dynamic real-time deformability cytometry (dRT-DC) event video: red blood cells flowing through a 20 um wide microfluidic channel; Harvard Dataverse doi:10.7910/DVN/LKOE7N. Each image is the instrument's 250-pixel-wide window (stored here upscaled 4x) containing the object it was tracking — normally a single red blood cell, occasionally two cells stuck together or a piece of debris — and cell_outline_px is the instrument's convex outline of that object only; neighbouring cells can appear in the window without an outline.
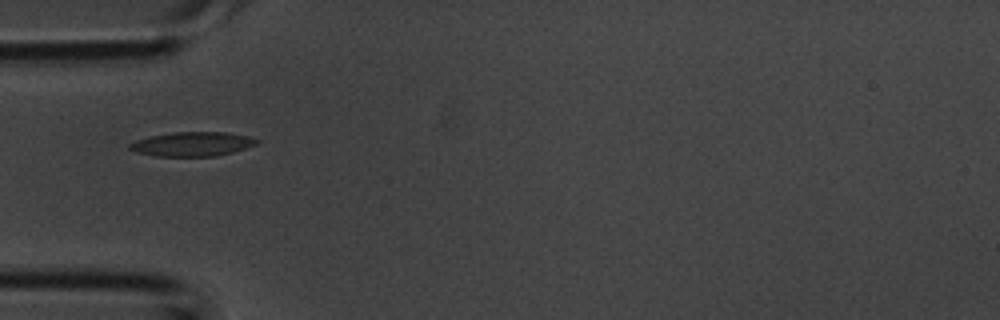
{"species": "common noctule bat (a hibernating species)", "species_latin": "Nyctalus noctula", "temperature_condition": "room temperature", "stored_images_in_passage": 4, "camera_frame_rate_fps": 3000, "um_per_image_px": 0.085, "animal": {"sex": "male", "body_mass_g": 20.1, "forearm_length_mm": 53.5}, "frame": {"image": 1, "passage_image": 3, "time_ms": 0.667, "image_size_px": [1000, 320], "cell_outline_px": [[260, 140], [256, 144], [232, 152], [216, 156], [156, 156], [136, 152], [128, 148], [128, 144], [136, 140], [148, 136], [172, 132], [224, 132], [248, 136]], "centroid_in_image_um": [16.3, 12.24], "position_along_channel_um": 68.7, "area_um2": 17.92}}
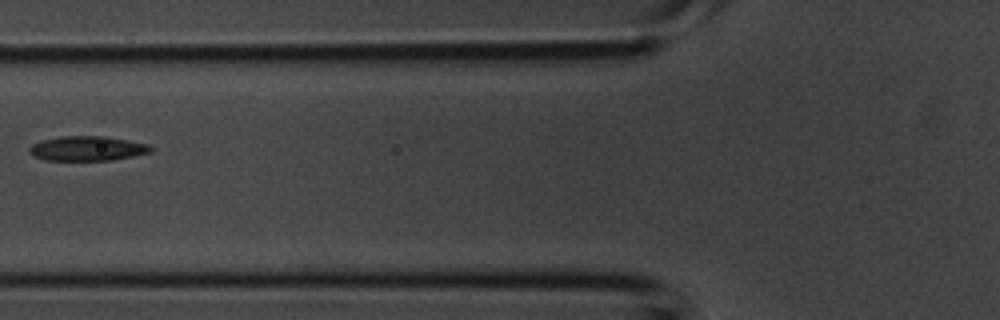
{"frame": {"image": 2, "passage_image": 4, "time_ms": 1.0, "image_size_px": [1000, 320], "cell_outline_px": [[152, 152], [112, 160], [44, 160], [32, 156], [28, 152], [28, 148], [32, 144], [40, 140], [60, 136], [104, 136], [148, 144], [152, 148]], "centroid_in_image_um": [7.36, 12.62], "position_along_channel_um": 118.4, "area_um2": 17.51}}